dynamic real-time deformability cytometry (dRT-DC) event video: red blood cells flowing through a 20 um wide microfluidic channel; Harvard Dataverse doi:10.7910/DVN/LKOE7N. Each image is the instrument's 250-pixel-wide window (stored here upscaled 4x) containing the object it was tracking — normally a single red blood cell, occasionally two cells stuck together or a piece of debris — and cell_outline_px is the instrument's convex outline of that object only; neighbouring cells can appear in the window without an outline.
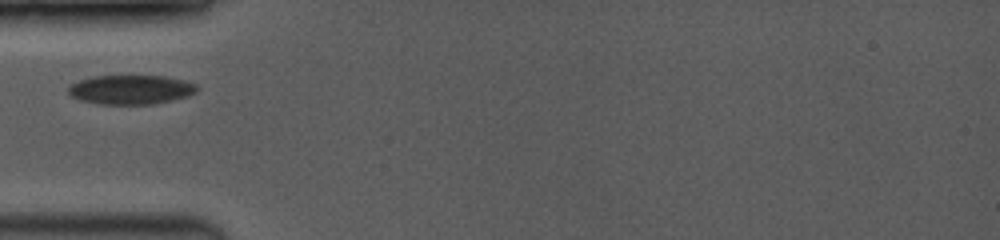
{"species": "common noctule bat (a hibernating species)", "species_latin": "Nyctalus noctula", "temperature_condition": "room temperature", "stored_images_in_passage": 2, "camera_frame_rate_fps": 3500, "um_per_image_px": 0.085, "animal": {"sex": "female", "body_mass_g": 19.0, "forearm_length_mm": 53.3}, "frame": {"image": 1, "passage_image": 1, "time_ms": 0.0, "image_size_px": [1000, 240], "cell_outline_px": [[196, 92], [188, 96], [152, 104], [100, 104], [80, 100], [72, 96], [68, 92], [68, 88], [72, 84], [80, 80], [92, 76], [164, 76], [196, 84]], "centroid_in_image_um": [11.09, 7.62], "position_along_channel_um": 73.9, "area_um2": 21.62}}